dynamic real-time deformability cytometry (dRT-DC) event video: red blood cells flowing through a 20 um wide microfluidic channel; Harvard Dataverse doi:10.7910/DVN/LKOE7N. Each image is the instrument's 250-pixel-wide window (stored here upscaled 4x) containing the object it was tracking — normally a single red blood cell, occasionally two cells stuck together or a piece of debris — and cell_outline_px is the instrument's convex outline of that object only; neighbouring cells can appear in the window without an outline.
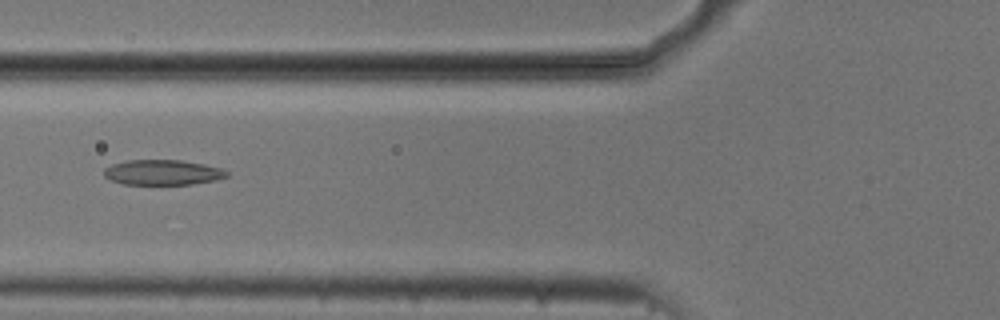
{"species": "common noctule bat (a hibernating species)", "species_latin": "Nyctalus noctula", "temperature_condition": "cold", "stored_images_in_passage": 54, "camera_frame_rate_fps": 3000, "um_per_image_px": 0.085, "animal": {"sex": "male", "body_mass_g": 20.5, "forearm_length_mm": 52.5}, "frame": {"image": 1, "passage_image": 21, "time_ms": 6.667, "image_size_px": [1000, 320], "cell_outline_px": [[228, 176], [216, 180], [192, 184], [124, 184], [112, 180], [104, 176], [104, 168], [112, 164], [128, 160], [180, 160], [204, 164], [220, 168], [228, 172]], "centroid_in_image_um": [13.82, 14.65], "position_along_channel_um": 112.0, "area_um2": 17.92}}
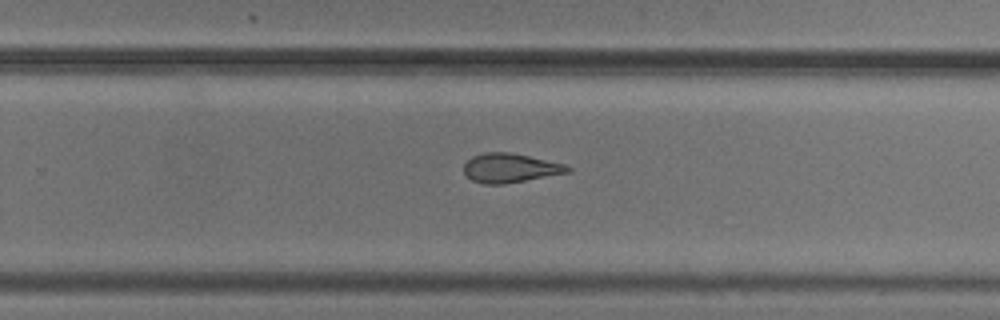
{"frame": {"image": 2, "passage_image": 35, "time_ms": 11.333, "image_size_px": [1000, 320], "cell_outline_px": [[572, 172], [504, 184], [484, 184], [472, 180], [464, 172], [464, 164], [472, 156], [488, 152], [508, 152], [528, 156], [564, 164], [572, 168]], "centroid_in_image_um": [43.38, 14.29], "position_along_channel_um": 286.4, "area_um2": 17.51}}
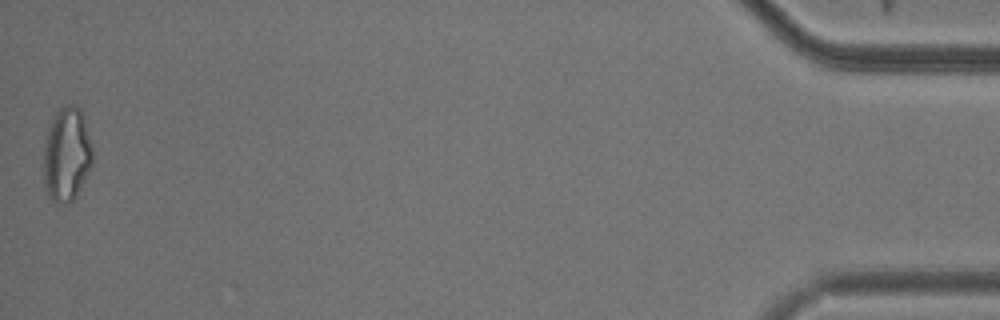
{"frame": {"image": 3, "passage_image": 54, "time_ms": 17.667, "image_size_px": [1000, 320], "cell_outline_px": [[92, 168], [76, 196], [68, 204], [64, 204], [52, 200], [48, 192], [44, 180], [44, 148], [48, 124], [60, 108], [64, 104], [72, 104], [80, 108], [84, 116], [92, 148]], "centroid_in_image_um": [5.69, 13.1], "position_along_channel_um": 429.5, "area_um2": 26.99}, "authors_computed_cell_mechanics": {"area_um2": 19.9988, "velocity_mm_per_s": 3.7342, "shape_relaxation_time_tau1_ms": null, "shape_relaxation_time_tau2_ms": 3.6777, "deformation_change_tau1": null, "deformation_change_tau2": 0.1229}}